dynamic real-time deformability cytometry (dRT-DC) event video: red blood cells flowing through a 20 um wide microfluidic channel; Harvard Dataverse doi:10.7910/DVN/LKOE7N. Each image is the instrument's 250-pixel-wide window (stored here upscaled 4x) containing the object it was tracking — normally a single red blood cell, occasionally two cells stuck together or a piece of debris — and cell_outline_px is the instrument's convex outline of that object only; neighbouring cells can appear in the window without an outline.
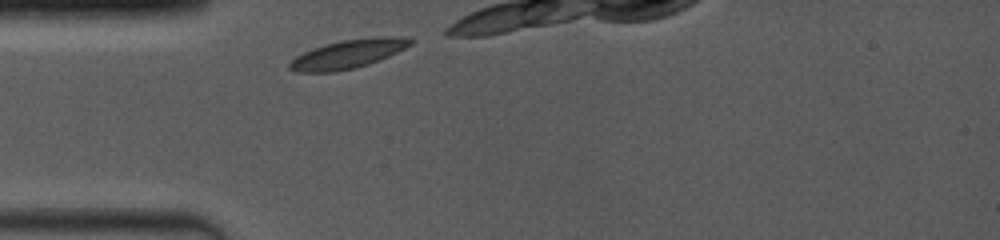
{"species": "common noctule bat (a hibernating species)", "species_latin": "Nyctalus noctula", "temperature_condition": "room temperature", "stored_images_in_passage": 6, "camera_frame_rate_fps": 4000, "um_per_image_px": 0.085, "animal": {"sex": "female", "body_mass_g": 19.0, "forearm_length_mm": 53.3}, "frame": {"image": 1, "passage_image": 1, "time_ms": 0.0, "image_size_px": [1000, 240], "cell_outline_px": [[412, 44], [388, 56], [368, 64], [356, 68], [332, 72], [296, 72], [288, 68], [288, 64], [296, 56], [312, 48], [324, 44], [340, 40], [372, 36], [396, 36], [412, 40]], "centroid_in_image_um": [29.54, 4.58], "position_along_channel_um": 55.5, "area_um2": 20.23}}